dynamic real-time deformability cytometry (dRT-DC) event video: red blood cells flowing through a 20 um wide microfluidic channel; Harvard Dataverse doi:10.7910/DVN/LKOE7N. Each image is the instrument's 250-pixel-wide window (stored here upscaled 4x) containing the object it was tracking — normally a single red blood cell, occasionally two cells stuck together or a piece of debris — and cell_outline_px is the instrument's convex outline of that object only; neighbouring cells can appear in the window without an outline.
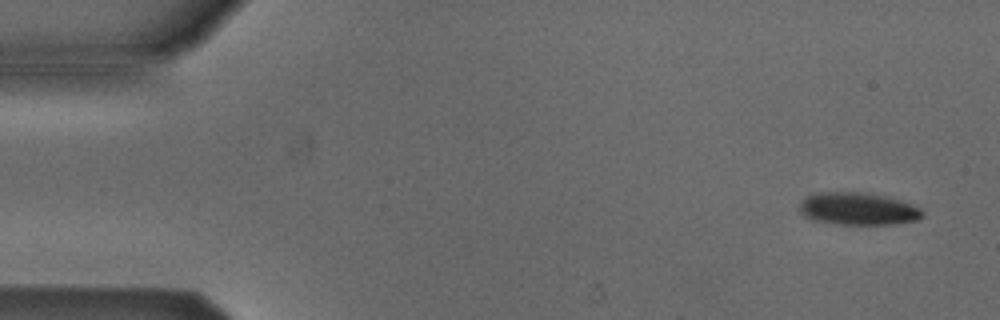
{"species": "Egyptian fruit bat (a non-hibernating species)", "species_latin": "Rousettus aegyptiacus", "temperature_condition": "cold", "stored_images_in_passage": 5, "camera_frame_rate_fps": 3000, "um_per_image_px": 0.085, "animal": {"sex": "male"}, "frame": {"image": 1, "passage_image": 1, "time_ms": 0.0, "image_size_px": [1000, 320], "cell_outline_px": [[924, 216], [916, 220], [892, 224], [832, 224], [812, 220], [804, 216], [800, 212], [800, 204], [808, 196], [820, 192], [856, 192], [884, 196], [900, 200], [920, 208], [924, 212]], "centroid_in_image_um": [72.92, 17.76], "position_along_channel_um": 12.1, "area_um2": 23.06}}
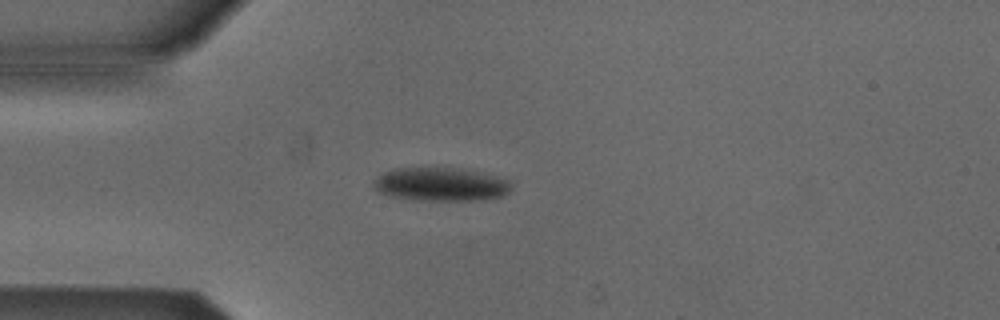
{"frame": {"image": 2, "passage_image": 4, "time_ms": 3.667, "image_size_px": [1000, 320], "cell_outline_px": [[512, 188], [504, 196], [476, 200], [412, 200], [388, 196], [376, 192], [372, 188], [372, 180], [384, 172], [396, 168], [460, 168], [484, 172], [512, 180]], "centroid_in_image_um": [37.46, 15.67], "position_along_channel_um": 47.5, "area_um2": 27.51}}